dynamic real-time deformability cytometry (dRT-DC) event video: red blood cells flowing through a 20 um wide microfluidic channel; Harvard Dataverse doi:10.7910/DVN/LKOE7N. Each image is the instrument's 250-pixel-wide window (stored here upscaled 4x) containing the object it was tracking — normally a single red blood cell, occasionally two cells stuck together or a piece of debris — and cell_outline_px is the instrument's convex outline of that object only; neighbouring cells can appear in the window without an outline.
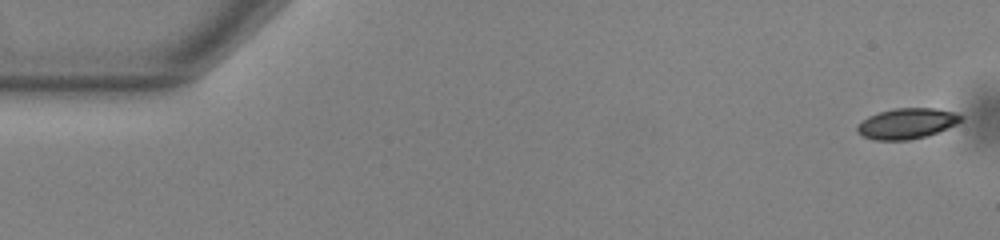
{"species": "common noctule bat (a hibernating species)", "species_latin": "Nyctalus noctula", "temperature_condition": "warm", "stored_images_in_passage": 53, "camera_frame_rate_fps": 3000, "um_per_image_px": 0.085, "animal": {"sex": "male", "body_mass_g": 13.0, "forearm_length_mm": 53.1}, "frame": {"image": 1, "passage_image": 1, "time_ms": 0.0, "image_size_px": [1000, 240], "cell_outline_px": [[964, 120], [948, 128], [924, 136], [908, 140], [872, 140], [856, 132], [856, 128], [868, 116], [880, 112], [896, 108], [936, 108], [952, 112], [964, 116]], "centroid_in_image_um": [77.1, 10.5], "position_along_channel_um": 7.9, "area_um2": 18.32}}
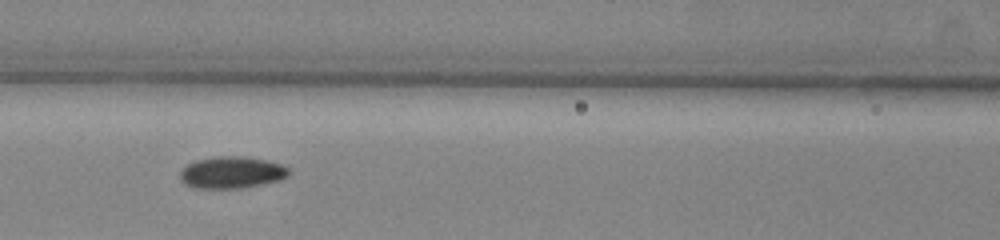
{"frame": {"image": 2, "passage_image": 23, "time_ms": 7.333, "image_size_px": [1000, 240], "cell_outline_px": [[292, 172], [288, 176], [280, 180], [244, 188], [192, 188], [184, 184], [180, 180], [180, 172], [188, 164], [196, 160], [216, 156], [244, 156], [268, 160], [280, 164], [288, 168]], "centroid_in_image_um": [19.71, 14.66], "position_along_channel_um": 146.9, "area_um2": 20.4}}
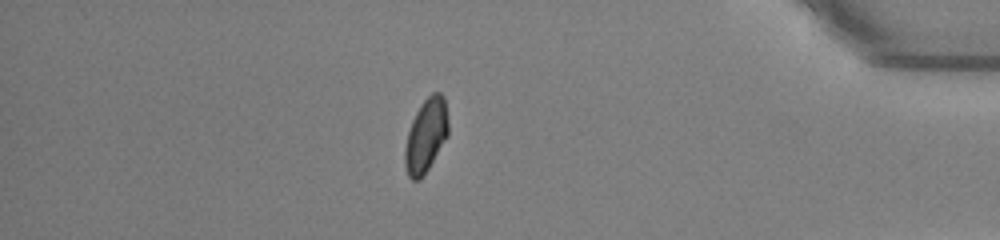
{"frame": {"image": 3, "passage_image": 46, "time_ms": 15.0, "image_size_px": [1000, 240], "cell_outline_px": [[448, 136], [424, 176], [420, 180], [412, 180], [408, 176], [404, 164], [404, 148], [408, 132], [412, 120], [420, 104], [432, 92], [440, 92], [444, 96], [448, 120]], "centroid_in_image_um": [36.2, 11.53], "position_along_channel_um": 399.0, "area_um2": 18.84}, "authors_computed_cell_mechanics": {"area_um2": 18.8428, "velocity_mm_per_s": 3.8186, "shape_relaxation_time_tau1_ms": 9.182, "shape_relaxation_time_tau2_ms": 3.47, "deformation_change_tau1": 0.153, "deformation_change_tau2": 0.0745}}